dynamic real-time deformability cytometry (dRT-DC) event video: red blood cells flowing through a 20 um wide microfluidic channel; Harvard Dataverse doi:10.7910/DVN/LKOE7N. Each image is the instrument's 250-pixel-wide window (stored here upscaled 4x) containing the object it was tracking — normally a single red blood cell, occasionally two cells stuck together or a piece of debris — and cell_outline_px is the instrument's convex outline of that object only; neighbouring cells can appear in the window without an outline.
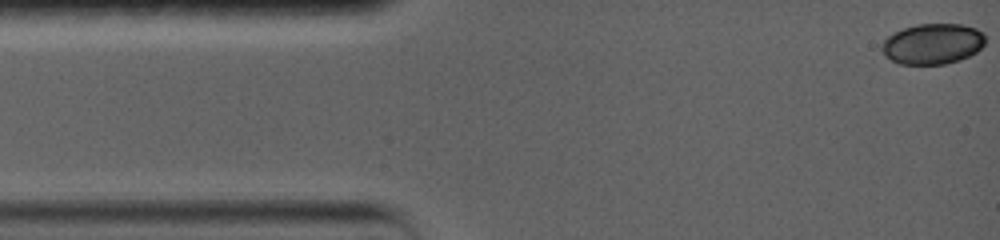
{"species": "common noctule bat (a hibernating species)", "species_latin": "Nyctalus noctula", "temperature_condition": "warm", "stored_images_in_passage": 69, "camera_frame_rate_fps": 5000, "um_per_image_px": 0.085, "animal": {"sex": "female", "body_mass_g": 19.0, "forearm_length_mm": 56.7}, "frame": {"image": 1, "passage_image": 1, "time_ms": 0.0, "image_size_px": [1000, 240], "cell_outline_px": [[984, 44], [976, 52], [960, 60], [944, 64], [900, 64], [892, 60], [880, 48], [880, 44], [888, 36], [904, 28], [916, 24], [960, 24], [976, 28], [984, 36]], "centroid_in_image_um": [79.26, 3.73], "position_along_channel_um": 5.7, "area_um2": 24.28}}
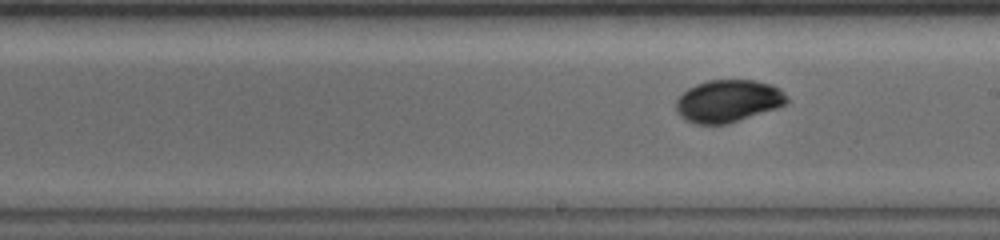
{"frame": {"image": 2, "passage_image": 43, "time_ms": 8.2, "image_size_px": [1000, 240], "cell_outline_px": [[788, 100], [784, 104], [776, 108], [728, 124], [696, 124], [684, 120], [676, 112], [676, 100], [688, 88], [696, 84], [708, 80], [756, 80], [780, 88], [788, 96]], "centroid_in_image_um": [61.87, 8.59], "position_along_channel_um": 227.1, "area_um2": 27.4}}
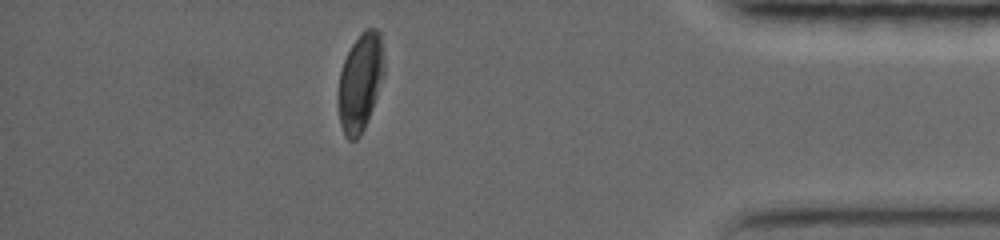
{"frame": {"image": 3, "passage_image": 69, "time_ms": 14.0, "image_size_px": [1000, 240], "cell_outline_px": [[384, 72], [372, 108], [364, 128], [360, 136], [356, 140], [348, 140], [344, 136], [340, 124], [336, 100], [336, 96], [340, 72], [344, 60], [352, 44], [360, 32], [364, 28], [376, 28], [380, 32], [384, 60]], "centroid_in_image_um": [30.58, 6.99], "position_along_channel_um": 404.6, "area_um2": 26.47}, "authors_computed_cell_mechanics": {"area_um2": 26.7614, "velocity_mm_per_s": 3.7023, "shape_relaxation_time_tau1_ms": 2.3496, "shape_relaxation_time_tau2_ms": 4.073, "deformation_change_tau1": 0.136, "deformation_change_tau2": 0.0173}}